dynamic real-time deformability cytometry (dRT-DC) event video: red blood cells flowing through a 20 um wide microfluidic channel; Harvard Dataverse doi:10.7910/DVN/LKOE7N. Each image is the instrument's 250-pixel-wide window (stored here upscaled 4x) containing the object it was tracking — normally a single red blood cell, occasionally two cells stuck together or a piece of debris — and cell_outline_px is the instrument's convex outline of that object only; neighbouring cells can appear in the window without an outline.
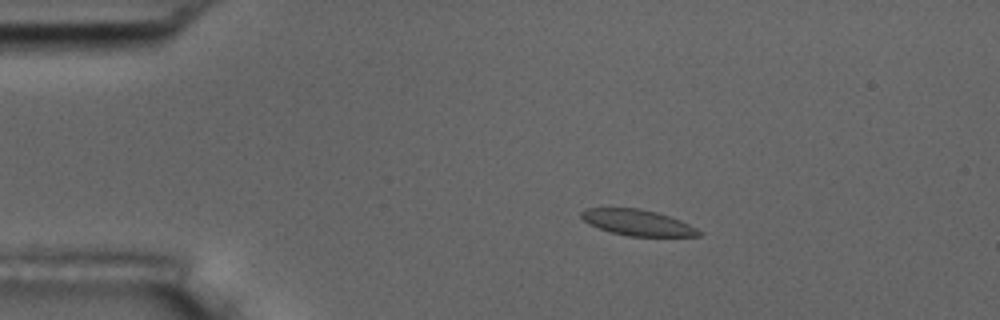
{"species": "common noctule bat (a hibernating species)", "species_latin": "Nyctalus noctula", "temperature_condition": "room temperature", "stored_images_in_passage": 8, "camera_frame_rate_fps": 3000, "um_per_image_px": 0.085, "animal": {"sex": "male", "body_mass_g": 17.5, "forearm_length_mm": 52.3}, "frame": {"image": 1, "passage_image": 4, "time_ms": 1.0, "image_size_px": [1000, 320], "cell_outline_px": [[704, 232], [700, 236], [628, 236], [612, 232], [588, 224], [580, 216], [580, 212], [584, 208], [640, 208], [656, 212], [680, 220]], "centroid_in_image_um": [54.18, 18.91], "position_along_channel_um": 30.8, "area_um2": 17.69}}
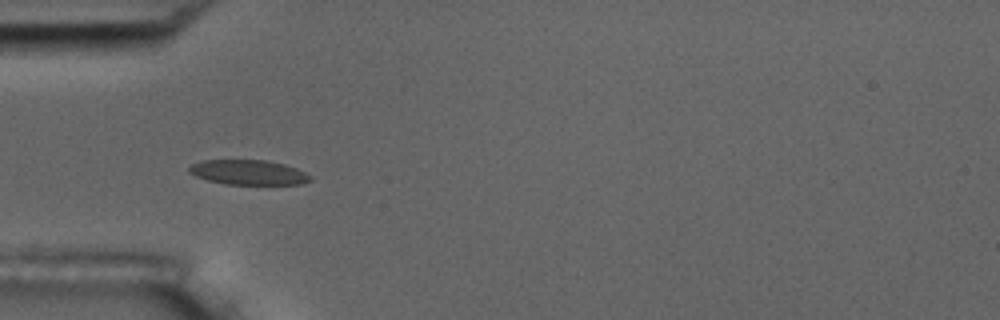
{"frame": {"image": 2, "passage_image": 6, "time_ms": 1.667, "image_size_px": [1000, 320], "cell_outline_px": [[312, 180], [300, 184], [224, 184], [208, 180], [196, 176], [188, 172], [188, 168], [192, 164], [200, 160], [268, 160], [284, 164], [296, 168], [312, 176]], "centroid_in_image_um": [21.11, 14.64], "position_along_channel_um": 63.9, "area_um2": 17.57}}